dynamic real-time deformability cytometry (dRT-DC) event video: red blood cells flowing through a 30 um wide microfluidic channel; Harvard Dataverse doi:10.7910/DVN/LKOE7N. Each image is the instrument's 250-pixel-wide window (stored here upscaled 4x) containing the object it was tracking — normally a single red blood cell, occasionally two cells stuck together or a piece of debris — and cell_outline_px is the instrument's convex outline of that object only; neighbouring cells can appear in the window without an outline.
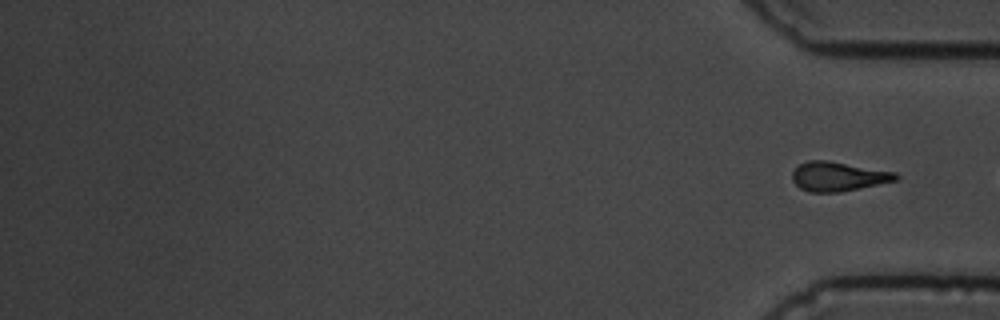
{"species": "common noctule bat (a hibernating species)", "species_latin": "Nyctalus noctula", "temperature_condition": "cold", "stored_images_in_passage": 16, "segment_of_instrument_passage": [2, 2], "camera_frame_rate_fps": 3000, "um_per_image_px": 0.085, "animal": {"sex": "male", "body_mass_g": 19.5, "forearm_length_mm": 54.6}, "frame": {"image": 1, "passage_image": 16, "time_ms": 19.0, "image_size_px": [1000, 320], "cell_outline_px": [[900, 176], [896, 180], [860, 188], [840, 192], [808, 192], [800, 188], [792, 180], [792, 172], [800, 164], [808, 160], [828, 160], [896, 172]], "centroid_in_image_um": [71.23, 14.99], "position_along_channel_um": 364.0, "area_um2": 17.69}}